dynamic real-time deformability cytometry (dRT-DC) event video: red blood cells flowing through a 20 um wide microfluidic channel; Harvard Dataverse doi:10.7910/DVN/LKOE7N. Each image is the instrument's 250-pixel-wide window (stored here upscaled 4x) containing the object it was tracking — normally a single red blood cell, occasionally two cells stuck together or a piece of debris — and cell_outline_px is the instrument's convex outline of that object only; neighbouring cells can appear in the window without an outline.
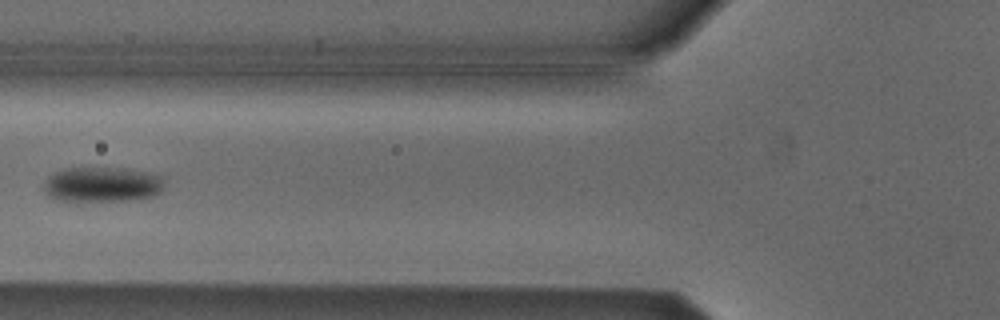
{"species": "Egyptian fruit bat (a non-hibernating species)", "species_latin": "Rousettus aegyptiacus", "temperature_condition": "cold", "stored_images_in_passage": 5, "camera_frame_rate_fps": 3000, "um_per_image_px": 0.085, "animal": {"sex": "male"}, "frame": {"image": 1, "passage_image": 5, "time_ms": 1.333, "image_size_px": [1000, 320], "cell_outline_px": [[164, 188], [160, 192], [152, 196], [132, 200], [56, 200], [48, 196], [44, 188], [44, 184], [56, 172], [64, 168], [124, 168], [164, 176]], "centroid_in_image_um": [8.74, 15.67], "position_along_channel_um": 117.1, "area_um2": 24.33}}